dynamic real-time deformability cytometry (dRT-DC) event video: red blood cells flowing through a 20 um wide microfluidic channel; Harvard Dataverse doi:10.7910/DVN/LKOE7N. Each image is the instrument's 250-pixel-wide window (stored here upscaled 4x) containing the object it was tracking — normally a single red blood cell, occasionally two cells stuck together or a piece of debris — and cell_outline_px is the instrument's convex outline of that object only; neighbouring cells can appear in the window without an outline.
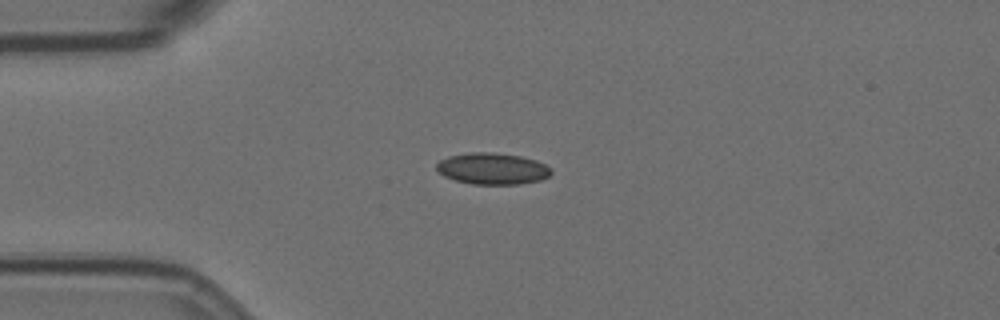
{"species": "Egyptian fruit bat (a non-hibernating species)", "species_latin": "Rousettus aegyptiacus", "temperature_condition": "room temperature", "stored_images_in_passage": 55, "camera_frame_rate_fps": 3000, "um_per_image_px": 0.085, "animal": {"sex": "female"}, "frame": {"image": 1, "passage_image": 13, "time_ms": 4.0, "image_size_px": [1000, 320], "cell_outline_px": [[552, 172], [548, 176], [540, 180], [516, 184], [472, 184], [456, 180], [444, 176], [436, 168], [436, 164], [440, 160], [448, 156], [472, 152], [492, 152], [520, 156], [536, 160], [544, 164]], "centroid_in_image_um": [41.83, 14.33], "position_along_channel_um": 43.2, "area_um2": 20.81}}
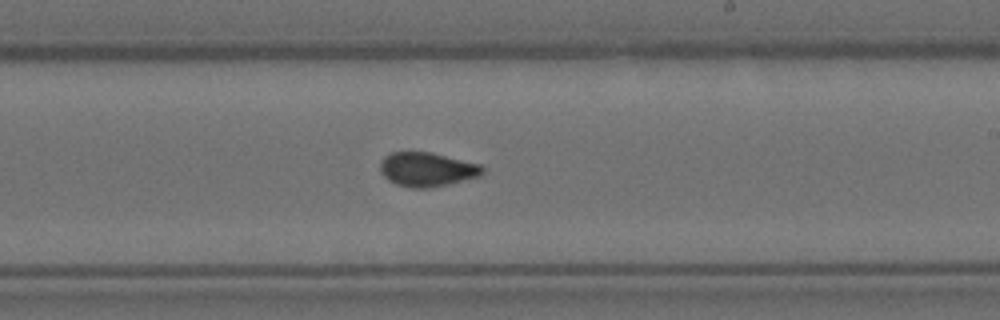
{"frame": {"image": 2, "passage_image": 32, "time_ms": 10.333, "image_size_px": [1000, 320], "cell_outline_px": [[484, 172], [480, 176], [448, 184], [428, 188], [408, 188], [396, 184], [388, 180], [380, 172], [380, 164], [384, 156], [392, 152], [432, 152], [480, 164], [484, 168]], "centroid_in_image_um": [36.29, 14.4], "position_along_channel_um": 252.7, "area_um2": 20.46}}
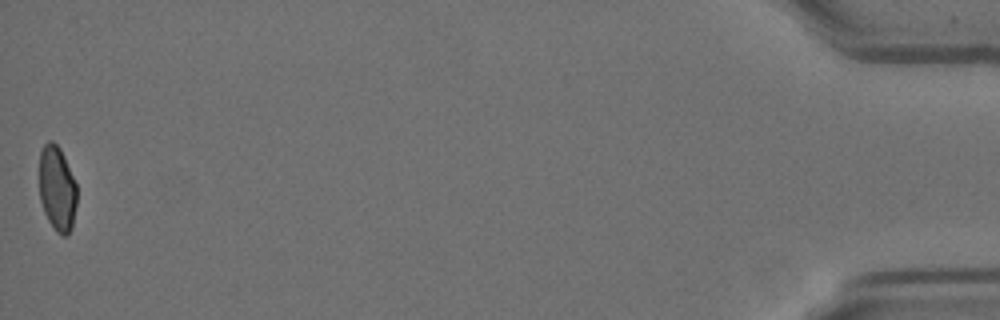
{"frame": {"image": 3, "passage_image": 55, "time_ms": 18.0, "image_size_px": [1000, 320], "cell_outline_px": [[76, 204], [72, 228], [68, 236], [60, 236], [56, 232], [48, 220], [44, 212], [40, 200], [40, 152], [44, 144], [48, 140], [52, 140], [60, 148], [64, 156], [76, 184]], "centroid_in_image_um": [4.86, 16.06], "position_along_channel_um": 430.3, "area_um2": 18.73}, "authors_computed_cell_mechanics": {"area_um2": 19.9988, "velocity_mm_per_s": 3.6188, "shape_relaxation_time_tau1_ms": null, "shape_relaxation_time_tau2_ms": 0.8282, "deformation_change_tau1": null, "deformation_change_tau2": 0.034}}